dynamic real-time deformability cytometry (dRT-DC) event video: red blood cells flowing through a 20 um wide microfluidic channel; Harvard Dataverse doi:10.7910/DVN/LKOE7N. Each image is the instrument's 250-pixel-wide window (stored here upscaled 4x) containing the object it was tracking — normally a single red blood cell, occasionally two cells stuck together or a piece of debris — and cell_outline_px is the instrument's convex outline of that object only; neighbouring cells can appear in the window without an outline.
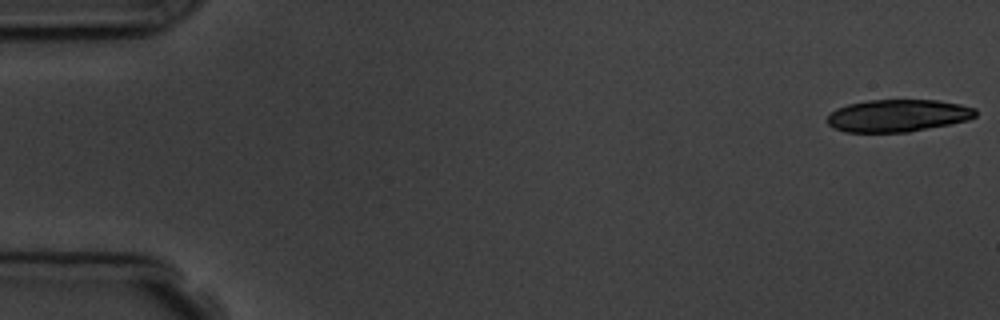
{"species": "common noctule bat (a hibernating species)", "species_latin": "Nyctalus noctula", "temperature_condition": "room temperature", "stored_images_in_passage": 5, "camera_frame_rate_fps": 3000, "um_per_image_px": 0.085, "animal": {"sex": "male", "body_mass_g": 19.5, "forearm_length_mm": 54.6}, "frame": {"image": 1, "passage_image": 1, "time_ms": 0.0, "image_size_px": [1000, 320], "cell_outline_px": [[976, 116], [968, 120], [908, 132], [844, 132], [832, 128], [824, 120], [836, 108], [848, 104], [868, 100], [936, 100], [960, 104], [976, 108]], "centroid_in_image_um": [76.27, 9.83], "position_along_channel_um": 8.7, "area_um2": 28.03}}